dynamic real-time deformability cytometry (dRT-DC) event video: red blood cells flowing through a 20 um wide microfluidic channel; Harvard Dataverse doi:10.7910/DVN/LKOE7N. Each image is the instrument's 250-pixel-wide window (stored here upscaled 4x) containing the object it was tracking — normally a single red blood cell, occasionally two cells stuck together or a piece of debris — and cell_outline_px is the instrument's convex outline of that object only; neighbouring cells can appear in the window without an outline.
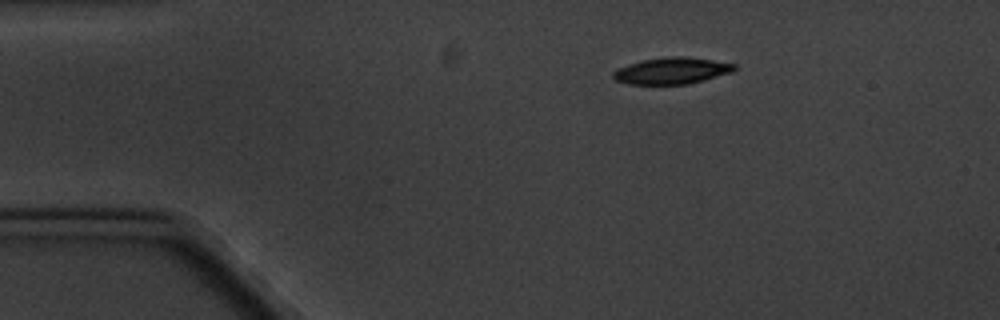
{"species": "common noctule bat (a hibernating species)", "species_latin": "Nyctalus noctula", "temperature_condition": "cold", "stored_images_in_passage": 4, "segment_of_instrument_passage": [1, 2], "camera_frame_rate_fps": 3000, "um_per_image_px": 0.085, "animal": {"sex": "male", "body_mass_g": 20.1, "forearm_length_mm": 53.5}, "frame": {"image": 1, "passage_image": 1, "time_ms": 0.0, "image_size_px": [1000, 320], "cell_outline_px": [[736, 68], [732, 72], [688, 84], [628, 84], [616, 80], [612, 76], [612, 72], [628, 64], [640, 60], [664, 56], [684, 56], [712, 60], [736, 64]], "centroid_in_image_um": [57.08, 6.0], "position_along_channel_um": 27.9, "area_um2": 18.73}}